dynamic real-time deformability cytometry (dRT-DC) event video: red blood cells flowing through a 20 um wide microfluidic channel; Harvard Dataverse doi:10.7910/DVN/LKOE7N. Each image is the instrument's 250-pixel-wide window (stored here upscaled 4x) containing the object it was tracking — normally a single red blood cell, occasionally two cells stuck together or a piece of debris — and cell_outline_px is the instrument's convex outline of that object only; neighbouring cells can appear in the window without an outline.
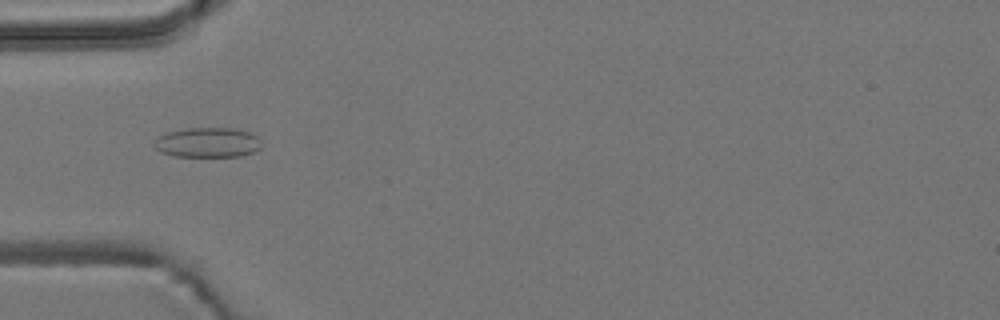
{"species": "common noctule bat (a hibernating species)", "species_latin": "Nyctalus noctula", "temperature_condition": "room temperature", "stored_images_in_passage": 7, "camera_frame_rate_fps": 3000, "um_per_image_px": 0.085, "animal": {"sex": "male", "body_mass_g": 19.2, "forearm_length_mm": 51.8}, "frame": {"image": 1, "passage_image": 2, "time_ms": 0.333, "image_size_px": [1000, 320], "cell_outline_px": [[260, 148], [256, 152], [240, 156], [172, 156], [160, 152], [152, 144], [156, 136], [168, 132], [184, 128], [232, 128], [248, 132], [256, 136], [260, 140]], "centroid_in_image_um": [17.6, 12.11], "position_along_channel_um": 67.4, "area_um2": 18.84}}